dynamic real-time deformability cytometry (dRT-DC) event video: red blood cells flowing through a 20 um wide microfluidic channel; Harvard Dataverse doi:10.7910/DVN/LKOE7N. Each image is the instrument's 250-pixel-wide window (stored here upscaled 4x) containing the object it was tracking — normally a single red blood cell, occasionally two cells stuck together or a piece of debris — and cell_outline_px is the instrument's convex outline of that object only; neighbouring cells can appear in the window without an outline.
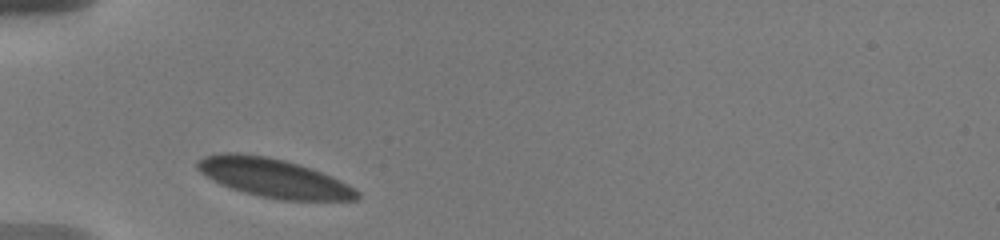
{"species": "human", "species_latin": "Homo sapiens", "temperature_condition": "warm", "stored_images_in_passage": 15, "camera_frame_rate_fps": 3000, "um_per_image_px": 0.085, "donor": {"sex": "male"}, "frame": {"image": 1, "passage_image": 1, "time_ms": 0.0, "image_size_px": [1000, 240], "cell_outline_px": [[360, 200], [280, 200], [260, 196], [244, 192], [232, 188], [212, 180], [204, 176], [196, 168], [196, 160], [204, 156], [220, 152], [240, 152], [268, 156], [300, 164], [312, 168], [332, 176], [348, 184], [360, 192]], "centroid_in_image_um": [23.25, 15.11], "position_along_channel_um": 61.8, "area_um2": 36.53}}
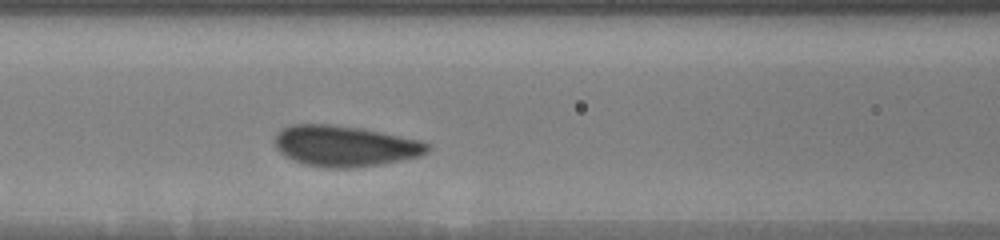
{"frame": {"image": 2, "passage_image": 7, "time_ms": 2.333, "image_size_px": [1000, 240], "cell_outline_px": [[428, 152], [420, 156], [380, 164], [352, 168], [328, 168], [304, 164], [292, 160], [284, 156], [276, 148], [272, 140], [284, 128], [292, 124], [328, 124], [364, 128], [420, 140], [428, 144]], "centroid_in_image_um": [29.29, 12.41], "position_along_channel_um": 137.3, "area_um2": 36.41}}
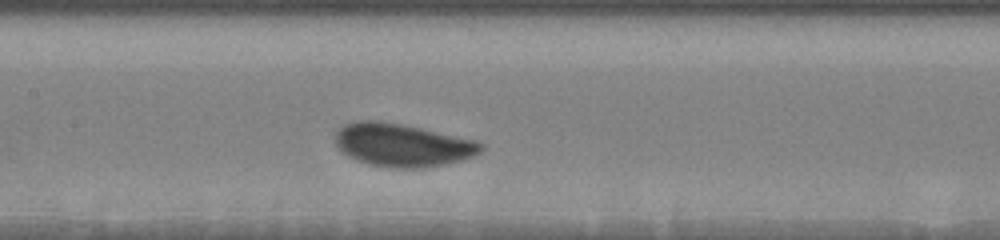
{"frame": {"image": 3, "passage_image": 12, "time_ms": 3.333, "image_size_px": [1000, 240], "cell_outline_px": [[484, 148], [480, 152], [472, 156], [460, 160], [444, 164], [424, 168], [392, 168], [368, 164], [356, 160], [340, 152], [336, 144], [336, 132], [344, 124], [356, 120], [380, 120], [420, 128], [476, 140], [484, 144]], "centroid_in_image_um": [34.17, 12.33], "position_along_channel_um": 173.2, "area_um2": 36.59}}